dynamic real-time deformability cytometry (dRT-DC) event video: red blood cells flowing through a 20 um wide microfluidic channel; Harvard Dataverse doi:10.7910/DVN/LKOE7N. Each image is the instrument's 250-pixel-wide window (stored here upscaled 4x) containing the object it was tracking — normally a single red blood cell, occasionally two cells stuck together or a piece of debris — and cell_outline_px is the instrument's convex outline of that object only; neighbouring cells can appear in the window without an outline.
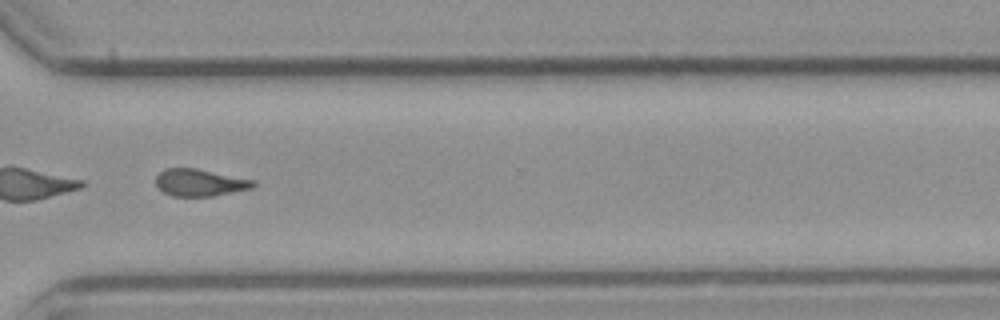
{"species": "common noctule bat (a hibernating species)", "species_latin": "Nyctalus noctula", "temperature_condition": "cold", "stored_images_in_passage": 48, "camera_frame_rate_fps": 3000, "um_per_image_px": 0.085, "animal": {"sex": "male", "body_mass_g": 23.1, "forearm_length_mm": 52.7}, "frame": {"image": 1, "passage_image": 35, "time_ms": 11.333, "image_size_px": [1000, 320], "cell_outline_px": [[256, 184], [252, 188], [212, 196], [172, 196], [164, 192], [156, 184], [156, 176], [164, 168], [196, 168], [256, 180]], "centroid_in_image_um": [17.0, 15.51], "position_along_channel_um": 353.6, "area_um2": 15.37}, "authors_computed_cell_mechanics": {"area_um2": 16.5597, "velocity_mm_per_s": 3.7139, "shape_relaxation_time_tau1_ms": null, "shape_relaxation_time_tau2_ms": 5.5313, "deformation_change_tau1": null, "deformation_change_tau2": 0.1225}}